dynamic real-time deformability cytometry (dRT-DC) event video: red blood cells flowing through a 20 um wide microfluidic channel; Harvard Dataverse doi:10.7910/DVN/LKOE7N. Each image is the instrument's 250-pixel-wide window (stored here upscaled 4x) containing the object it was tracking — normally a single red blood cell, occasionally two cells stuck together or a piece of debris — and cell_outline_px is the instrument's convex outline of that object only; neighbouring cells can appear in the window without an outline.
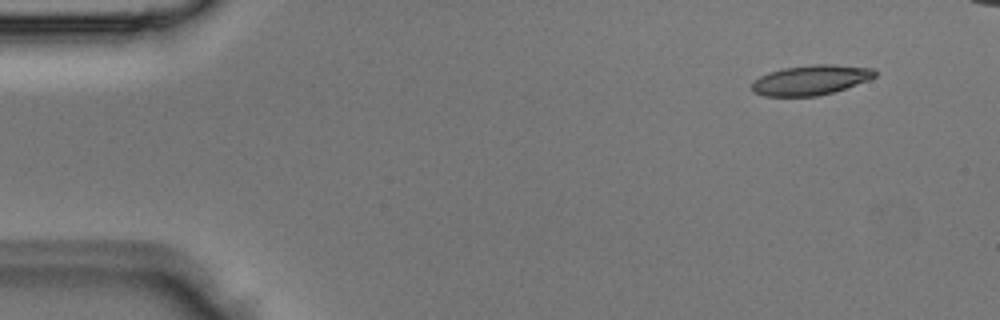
{"species": "Egyptian fruit bat (a non-hibernating species)", "species_latin": "Rousettus aegyptiacus", "temperature_condition": "room temperature", "stored_images_in_passage": 3, "camera_frame_rate_fps": 3000, "um_per_image_px": 0.085, "animal": {"sex": "male"}, "frame": {"image": 1, "passage_image": 1, "time_ms": 0.0, "image_size_px": [1000, 320], "cell_outline_px": [[876, 76], [868, 80], [832, 92], [816, 96], [764, 96], [752, 92], [752, 84], [760, 76], [768, 72], [784, 68], [812, 64], [832, 64], [872, 68], [876, 72]], "centroid_in_image_um": [68.89, 6.8], "position_along_channel_um": 16.1, "area_um2": 21.27}}